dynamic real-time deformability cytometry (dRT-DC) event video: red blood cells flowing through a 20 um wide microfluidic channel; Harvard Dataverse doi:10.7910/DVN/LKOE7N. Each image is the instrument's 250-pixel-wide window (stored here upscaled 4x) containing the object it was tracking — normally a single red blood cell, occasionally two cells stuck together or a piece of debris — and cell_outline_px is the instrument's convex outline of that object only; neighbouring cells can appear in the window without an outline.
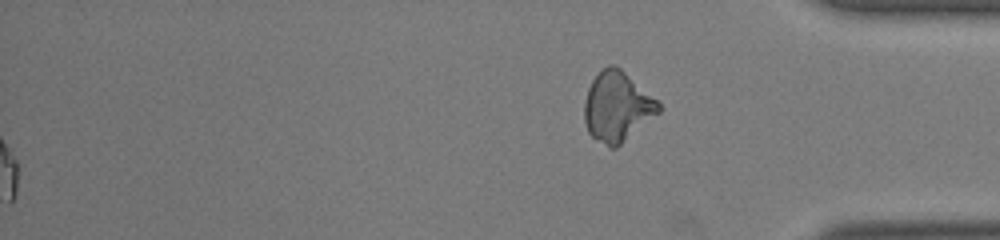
{"species": "common noctule bat (a hibernating species)", "species_latin": "Nyctalus noctula", "temperature_condition": "room temperature", "stored_images_in_passage": 46, "segment_of_instrument_passage": [2, 2], "camera_frame_rate_fps": 3000, "um_per_image_px": 0.085, "animal": {"sex": "male", "body_mass_g": 19.0, "forearm_length_mm": 50.8}, "frame": {"image": 1, "passage_image": 46, "time_ms": 15.0, "image_size_px": [1000, 240], "cell_outline_px": [[664, 108], [660, 112], [616, 148], [608, 148], [596, 140], [588, 132], [584, 120], [584, 104], [588, 88], [592, 80], [608, 64], [616, 64], [656, 100]], "centroid_in_image_um": [52.45, 9.09], "position_along_channel_um": 382.8, "area_um2": 30.11}}